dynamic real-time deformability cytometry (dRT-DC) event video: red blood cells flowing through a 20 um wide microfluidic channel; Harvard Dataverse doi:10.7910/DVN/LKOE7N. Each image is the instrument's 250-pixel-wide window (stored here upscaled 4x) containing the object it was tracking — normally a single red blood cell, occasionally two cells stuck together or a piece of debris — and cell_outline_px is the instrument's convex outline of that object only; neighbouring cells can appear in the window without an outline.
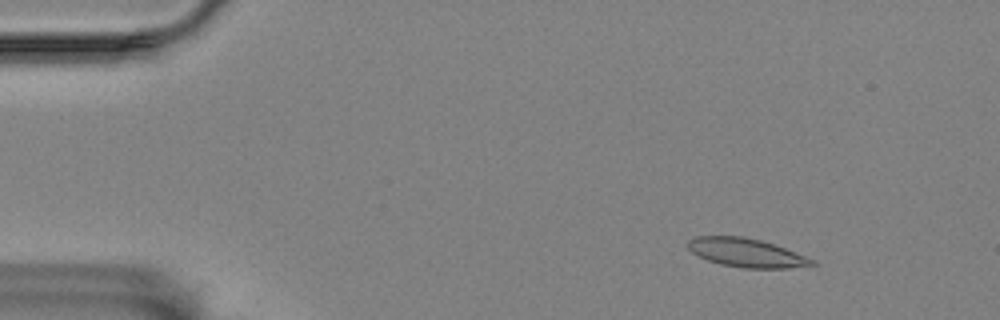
{"species": "Egyptian fruit bat (a non-hibernating species)", "species_latin": "Rousettus aegyptiacus", "temperature_condition": "room temperature", "stored_images_in_passage": 53, "camera_frame_rate_fps": 3000, "um_per_image_px": 0.085, "animal": {"sex": "female"}, "frame": {"image": 1, "passage_image": 3, "time_ms": 0.667, "image_size_px": [1000, 320], "cell_outline_px": [[816, 264], [788, 268], [744, 268], [720, 264], [708, 260], [692, 252], [688, 248], [688, 240], [696, 236], [744, 236], [760, 240], [784, 248], [816, 260]], "centroid_in_image_um": [63.43, 21.48], "position_along_channel_um": 21.6, "area_um2": 20.52}}
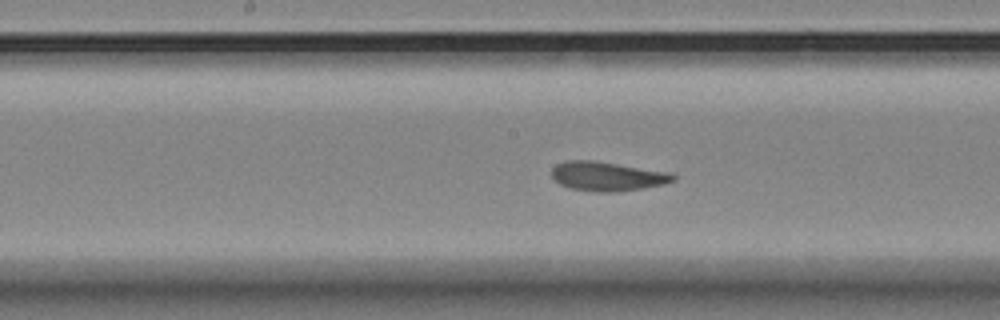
{"frame": {"image": 2, "passage_image": 25, "time_ms": 8.0, "image_size_px": [1000, 320], "cell_outline_px": [[676, 180], [664, 184], [644, 188], [616, 192], [596, 192], [568, 188], [560, 184], [552, 176], [552, 168], [556, 164], [564, 160], [596, 160], [672, 172], [676, 176]], "centroid_in_image_um": [51.65, 14.97], "position_along_channel_um": 196.6, "area_um2": 21.1}}
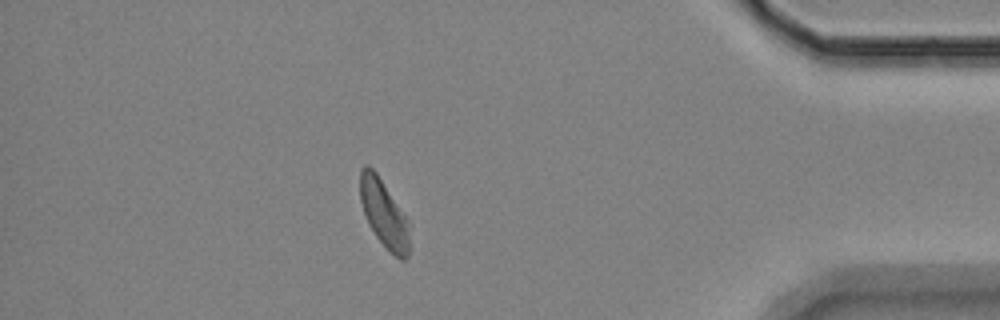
{"frame": {"image": 3, "passage_image": 46, "time_ms": 15.0, "image_size_px": [1000, 320], "cell_outline_px": [[408, 256], [404, 260], [400, 260], [376, 236], [368, 224], [360, 200], [360, 168], [364, 164], [368, 164], [376, 172], [408, 220]], "centroid_in_image_um": [32.6, 18.11], "position_along_channel_um": 402.6, "area_um2": 18.96}, "authors_computed_cell_mechanics": {"area_um2": 20.4612, "velocity_mm_per_s": 3.4978, "shape_relaxation_time_tau1_ms": 7.7073, "shape_relaxation_time_tau2_ms": 1.2542, "deformation_change_tau1": 0.1896, "deformation_change_tau2": 0.067}}